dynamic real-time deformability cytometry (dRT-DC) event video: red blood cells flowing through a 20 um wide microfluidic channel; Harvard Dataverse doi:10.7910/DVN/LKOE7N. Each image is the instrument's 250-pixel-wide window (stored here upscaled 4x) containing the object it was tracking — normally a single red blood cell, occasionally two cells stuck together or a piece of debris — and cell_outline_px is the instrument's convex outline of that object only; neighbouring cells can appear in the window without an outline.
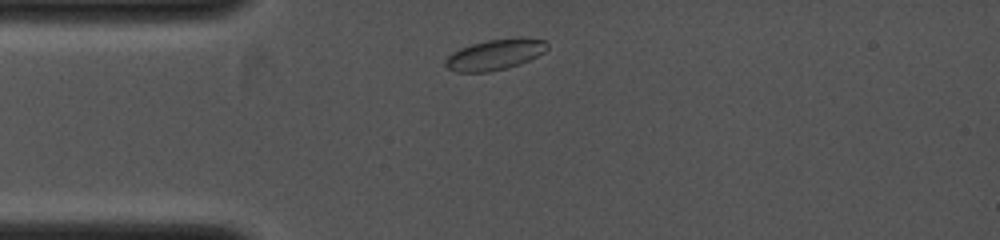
{"species": "common noctule bat (a hibernating species)", "species_latin": "Nyctalus noctula", "temperature_condition": "cold", "stored_images_in_passage": 2, "camera_frame_rate_fps": 4000, "um_per_image_px": 0.085, "animal": {"sex": "female", "body_mass_g": 19.0, "forearm_length_mm": 53.3}, "frame": {"image": 1, "passage_image": 1, "time_ms": 0.0, "image_size_px": [1000, 240], "cell_outline_px": [[548, 48], [544, 52], [520, 64], [508, 68], [488, 72], [456, 72], [448, 68], [444, 64], [444, 60], [452, 52], [460, 48], [472, 44], [488, 40], [544, 40], [548, 44]], "centroid_in_image_um": [41.99, 4.69], "position_along_channel_um": 43.0, "area_um2": 17.57}}